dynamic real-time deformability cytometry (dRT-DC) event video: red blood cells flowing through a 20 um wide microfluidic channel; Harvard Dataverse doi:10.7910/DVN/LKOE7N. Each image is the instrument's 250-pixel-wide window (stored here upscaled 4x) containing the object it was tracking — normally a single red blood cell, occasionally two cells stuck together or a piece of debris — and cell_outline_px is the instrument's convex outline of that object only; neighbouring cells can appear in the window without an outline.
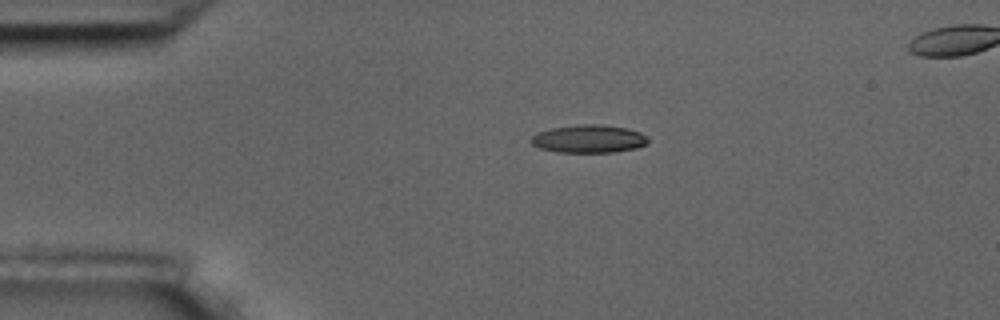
{"species": "common noctule bat (a hibernating species)", "species_latin": "Nyctalus noctula", "temperature_condition": "room temperature", "stored_images_in_passage": 3, "camera_frame_rate_fps": 3000, "um_per_image_px": 0.085, "animal": {"sex": "male", "body_mass_g": 17.5, "forearm_length_mm": 52.3}, "frame": {"image": 1, "passage_image": 1, "time_ms": 0.0, "image_size_px": [1000, 320], "cell_outline_px": [[648, 144], [636, 148], [616, 152], [556, 152], [540, 148], [532, 144], [528, 140], [532, 136], [540, 132], [552, 128], [576, 124], [600, 124], [628, 128], [640, 132], [648, 136]], "centroid_in_image_um": [50.07, 11.8], "position_along_channel_um": 34.9, "area_um2": 19.25}}